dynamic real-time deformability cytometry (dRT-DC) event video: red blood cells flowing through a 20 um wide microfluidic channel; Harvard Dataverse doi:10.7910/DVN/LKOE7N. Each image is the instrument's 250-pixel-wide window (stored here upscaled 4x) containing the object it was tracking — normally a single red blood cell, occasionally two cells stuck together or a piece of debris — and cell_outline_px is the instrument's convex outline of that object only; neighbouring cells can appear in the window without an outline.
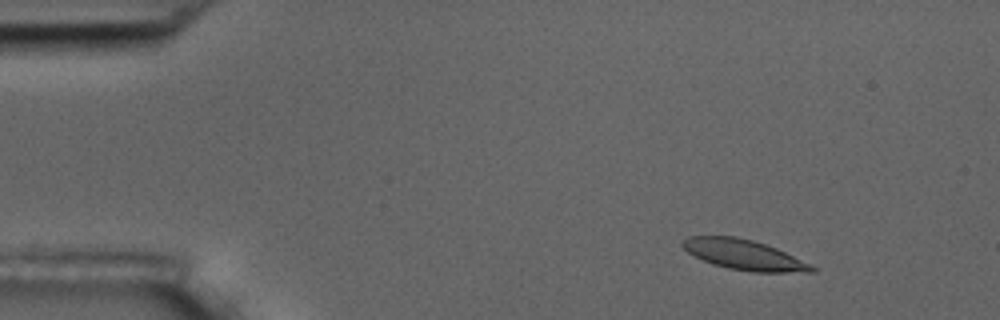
{"species": "common noctule bat (a hibernating species)", "species_latin": "Nyctalus noctula", "temperature_condition": "room temperature", "stored_images_in_passage": 5, "camera_frame_rate_fps": 3000, "um_per_image_px": 0.085, "animal": {"sex": "male", "body_mass_g": 17.5, "forearm_length_mm": 52.3}, "frame": {"image": 1, "passage_image": 2, "time_ms": 1.333, "image_size_px": [1000, 320], "cell_outline_px": [[816, 272], [752, 272], [728, 268], [712, 264], [688, 252], [680, 244], [680, 240], [688, 236], [736, 236], [752, 240], [776, 248], [812, 264], [816, 268]], "centroid_in_image_um": [63.24, 21.65], "position_along_channel_um": 21.8, "area_um2": 22.72}}
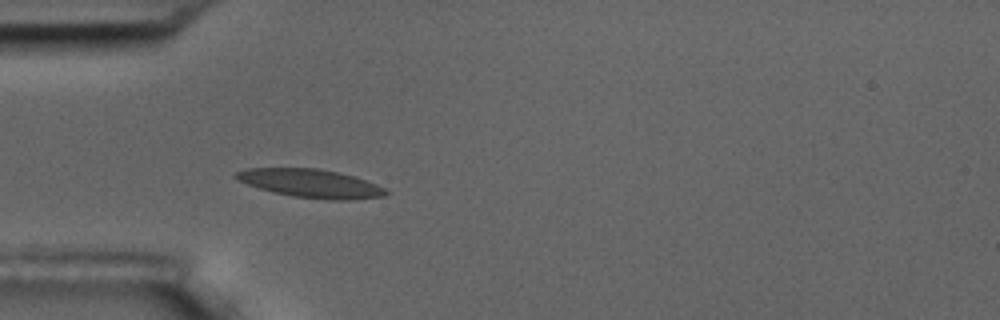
{"frame": {"image": 2, "passage_image": 5, "time_ms": 4.667, "image_size_px": [1000, 320], "cell_outline_px": [[388, 192], [384, 196], [352, 200], [328, 200], [292, 196], [272, 192], [248, 184], [232, 176], [236, 172], [248, 168], [316, 168], [336, 172], [352, 176], [376, 184], [384, 188]], "centroid_in_image_um": [26.4, 15.59], "position_along_channel_um": 58.6, "area_um2": 24.57}}